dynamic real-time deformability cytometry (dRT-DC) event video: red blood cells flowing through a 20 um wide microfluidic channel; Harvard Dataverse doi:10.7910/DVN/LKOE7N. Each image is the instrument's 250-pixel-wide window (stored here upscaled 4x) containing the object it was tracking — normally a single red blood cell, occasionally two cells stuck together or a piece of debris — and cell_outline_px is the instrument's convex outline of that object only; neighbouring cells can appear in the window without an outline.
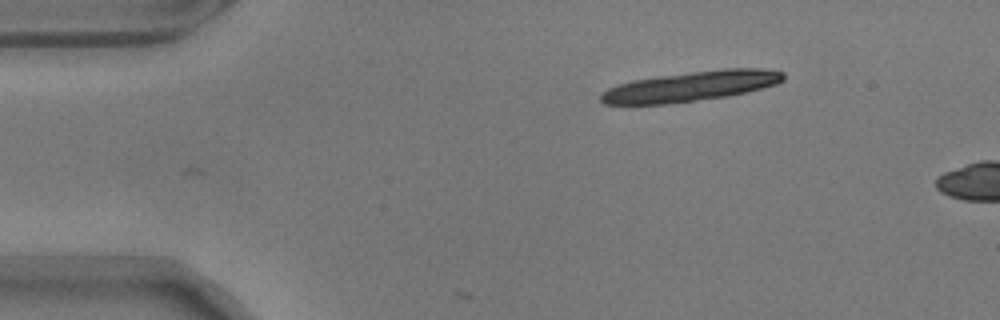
{"species": "common noctule bat (a hibernating species)", "species_latin": "Nyctalus noctula", "temperature_condition": "warm", "stored_images_in_passage": 9, "camera_frame_rate_fps": 3000, "um_per_image_px": 0.085, "animal": {"sex": "male", "body_mass_g": 17.9}, "frame": {"image": 1, "passage_image": 9, "time_ms": 2.667, "image_size_px": [1000, 320], "cell_outline_px": [[784, 80], [776, 84], [728, 96], [668, 104], [604, 104], [600, 100], [600, 92], [608, 88], [632, 80], [660, 76], [724, 68], [764, 68], [784, 72]], "centroid_in_image_um": [58.72, 7.33], "position_along_channel_um": 26.3, "area_um2": 31.73}}